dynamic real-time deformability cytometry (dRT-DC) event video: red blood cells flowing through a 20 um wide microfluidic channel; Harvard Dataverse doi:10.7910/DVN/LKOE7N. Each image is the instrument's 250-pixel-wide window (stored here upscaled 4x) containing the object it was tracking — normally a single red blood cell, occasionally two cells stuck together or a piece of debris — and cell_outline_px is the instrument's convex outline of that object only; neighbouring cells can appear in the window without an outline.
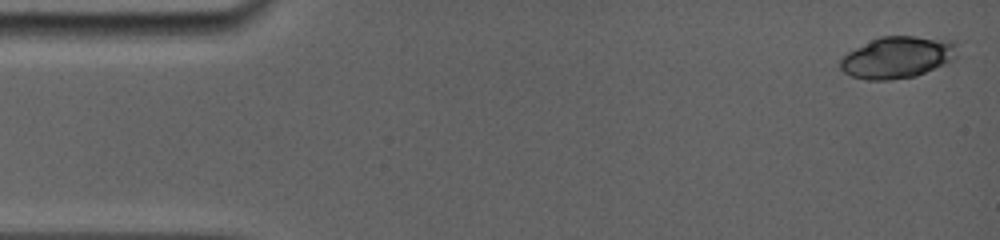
{"species": "common noctule bat (a hibernating species)", "species_latin": "Nyctalus noctula", "temperature_condition": "room temperature", "stored_images_in_passage": 6, "camera_frame_rate_fps": 5000, "um_per_image_px": 0.085, "animal": {"sex": "female", "body_mass_g": 19.0, "forearm_length_mm": 56.7}, "frame": {"image": 1, "passage_image": 1, "time_ms": 0.0, "image_size_px": [1000, 240], "cell_outline_px": [[956, 60], [916, 76], [888, 80], [868, 80], [852, 76], [844, 72], [840, 68], [840, 60], [848, 52], [880, 36], [916, 36], [956, 40]], "centroid_in_image_um": [76.34, 4.87], "position_along_channel_um": 8.7, "area_um2": 28.55}}
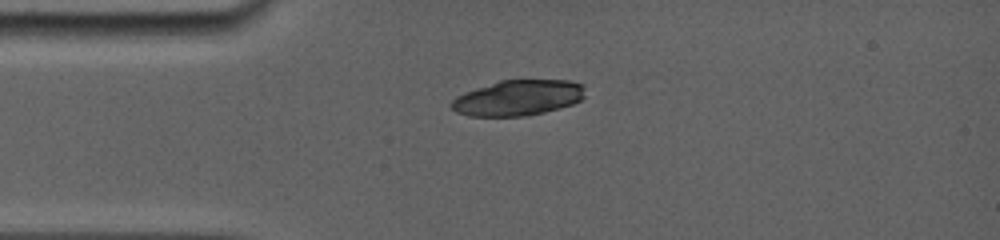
{"frame": {"image": 2, "passage_image": 5, "time_ms": 3.4, "image_size_px": [1000, 240], "cell_outline_px": [[584, 96], [580, 100], [572, 104], [560, 108], [528, 116], [468, 116], [456, 112], [448, 104], [456, 96], [464, 92], [500, 80], [568, 80], [584, 84]], "centroid_in_image_um": [44.01, 8.32], "position_along_channel_um": 41.0, "area_um2": 27.86}}